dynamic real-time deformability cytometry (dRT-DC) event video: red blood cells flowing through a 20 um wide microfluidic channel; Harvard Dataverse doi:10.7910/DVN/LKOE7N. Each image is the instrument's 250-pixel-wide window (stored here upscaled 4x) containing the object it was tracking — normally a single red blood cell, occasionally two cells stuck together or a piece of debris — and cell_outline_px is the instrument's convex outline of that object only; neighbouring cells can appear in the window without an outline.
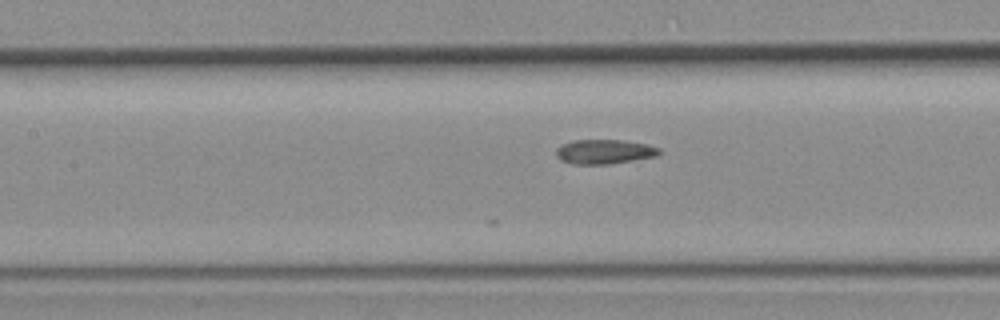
{"species": "common noctule bat (a hibernating species)", "species_latin": "Nyctalus noctula", "temperature_condition": "room temperature", "stored_images_in_passage": 7, "segment_of_instrument_passage": [2, 2], "camera_frame_rate_fps": 3000, "um_per_image_px": 0.085, "animal": {"sex": "female", "body_mass_g": 19.3, "forearm_length_mm": 54.1}, "frame": {"image": 1, "passage_image": 7, "time_ms": 6.667, "image_size_px": [1000, 320], "cell_outline_px": [[660, 152], [656, 156], [612, 164], [572, 164], [560, 160], [556, 156], [556, 148], [560, 144], [572, 140], [620, 140], [648, 144], [660, 148]], "centroid_in_image_um": [51.33, 12.89], "position_along_channel_um": 156.1, "area_um2": 14.85}}